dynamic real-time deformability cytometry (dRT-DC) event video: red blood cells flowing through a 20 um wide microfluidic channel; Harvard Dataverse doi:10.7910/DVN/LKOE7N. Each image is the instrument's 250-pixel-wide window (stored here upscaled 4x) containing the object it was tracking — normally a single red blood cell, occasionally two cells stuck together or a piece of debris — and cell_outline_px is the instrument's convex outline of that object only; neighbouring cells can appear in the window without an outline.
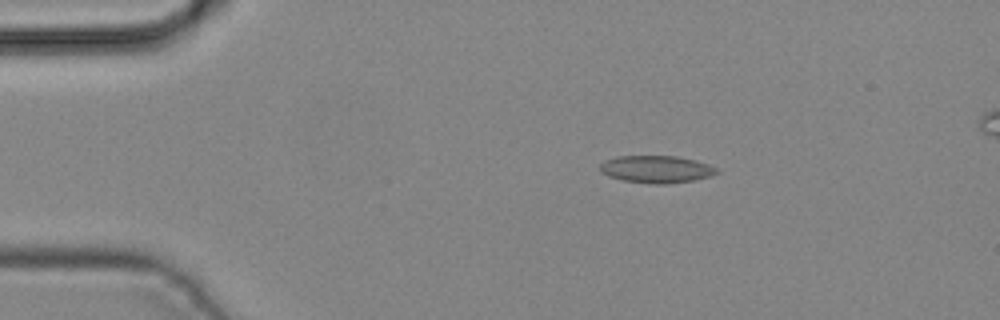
{"species": "common noctule bat (a hibernating species)", "species_latin": "Nyctalus noctula", "temperature_condition": "cold", "stored_images_in_passage": 2, "camera_frame_rate_fps": 3000, "um_per_image_px": 0.085, "animal": {"sex": "male", "body_mass_g": 19.2, "forearm_length_mm": 51.8}, "frame": {"image": 1, "passage_image": 1, "time_ms": 0.0, "image_size_px": [1000, 320], "cell_outline_px": [[720, 172], [712, 176], [696, 180], [668, 184], [652, 184], [624, 180], [608, 176], [600, 172], [600, 164], [604, 160], [616, 156], [676, 156], [696, 160], [708, 164], [716, 168]], "centroid_in_image_um": [55.8, 14.39], "position_along_channel_um": 29.2, "area_um2": 18.79}}